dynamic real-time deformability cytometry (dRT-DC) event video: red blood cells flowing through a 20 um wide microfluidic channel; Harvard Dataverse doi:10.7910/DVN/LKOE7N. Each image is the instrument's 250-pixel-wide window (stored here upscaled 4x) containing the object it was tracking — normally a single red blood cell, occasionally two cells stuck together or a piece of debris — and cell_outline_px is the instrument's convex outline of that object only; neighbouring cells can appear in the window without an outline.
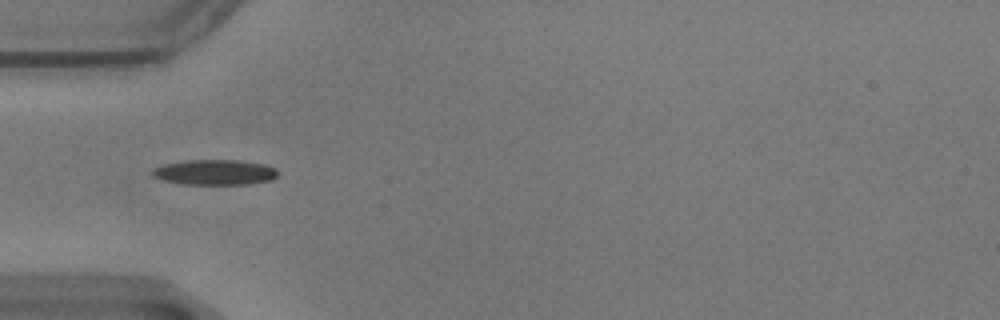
{"species": "common noctule bat (a hibernating species)", "species_latin": "Nyctalus noctula", "temperature_condition": "warm", "stored_images_in_passage": 41, "camera_frame_rate_fps": 3000, "um_per_image_px": 0.085, "animal": {"sex": "male", "body_mass_g": 17.9}, "frame": {"image": 1, "passage_image": 1, "time_ms": 0.0, "image_size_px": [1000, 320], "cell_outline_px": [[280, 172], [272, 180], [248, 184], [184, 184], [164, 180], [152, 176], [152, 168], [164, 164], [184, 160], [240, 160], [264, 164], [276, 168]], "centroid_in_image_um": [18.28, 14.63], "position_along_channel_um": 66.7, "area_um2": 18.61}}
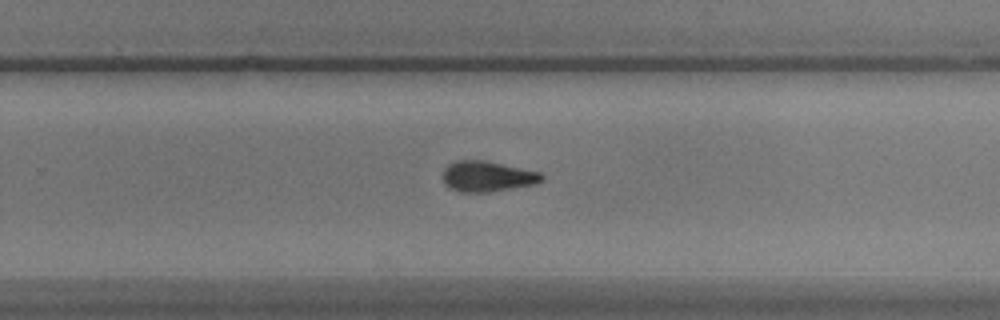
{"frame": {"image": 2, "passage_image": 20, "time_ms": 6.333, "image_size_px": [1000, 320], "cell_outline_px": [[544, 180], [536, 184], [488, 192], [460, 192], [448, 188], [444, 184], [444, 168], [448, 164], [456, 160], [484, 160], [540, 172], [544, 176]], "centroid_in_image_um": [41.42, 14.99], "position_along_channel_um": 288.4, "area_um2": 17.69}}
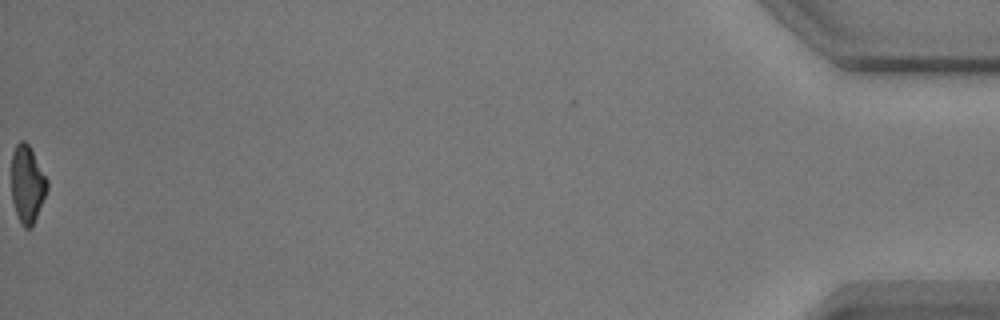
{"frame": {"image": 3, "passage_image": 41, "time_ms": 13.333, "image_size_px": [1000, 320], "cell_outline_px": [[48, 188], [32, 228], [24, 228], [20, 224], [16, 216], [12, 200], [12, 152], [16, 144], [20, 140], [24, 140], [28, 144], [48, 180]], "centroid_in_image_um": [2.31, 15.69], "position_along_channel_um": 432.9, "area_um2": 16.18}, "authors_computed_cell_mechanics": {"area_um2": 17.6868, "velocity_mm_per_s": 3.4953, "shape_relaxation_time_tau1_ms": 5.0465, "shape_relaxation_time_tau2_ms": 7.1235, "deformation_change_tau1": 0.1746, "deformation_change_tau2": 0.146}}